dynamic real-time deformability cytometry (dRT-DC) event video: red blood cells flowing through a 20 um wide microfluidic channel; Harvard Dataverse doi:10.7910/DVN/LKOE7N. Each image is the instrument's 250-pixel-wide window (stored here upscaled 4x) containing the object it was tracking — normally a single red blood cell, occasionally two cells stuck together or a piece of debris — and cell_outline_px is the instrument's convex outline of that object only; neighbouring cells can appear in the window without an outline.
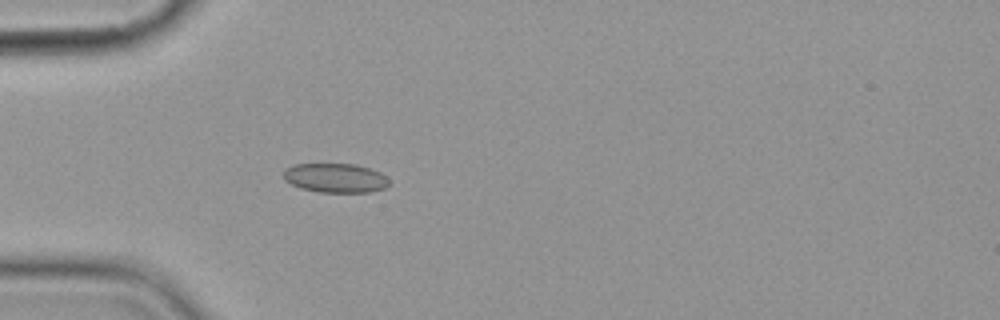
{"species": "common noctule bat (a hibernating species)", "species_latin": "Nyctalus noctula", "temperature_condition": "cold", "stored_images_in_passage": 5, "camera_frame_rate_fps": 3000, "um_per_image_px": 0.085, "animal": {"sex": "female", "body_mass_g": 19.9}, "frame": {"image": 1, "passage_image": 5, "time_ms": 4.667, "image_size_px": [1000, 320], "cell_outline_px": [[392, 184], [384, 188], [368, 192], [320, 192], [300, 188], [284, 180], [284, 168], [292, 164], [356, 164], [380, 172]], "centroid_in_image_um": [28.49, 15.12], "position_along_channel_um": 56.5, "area_um2": 18.03}}